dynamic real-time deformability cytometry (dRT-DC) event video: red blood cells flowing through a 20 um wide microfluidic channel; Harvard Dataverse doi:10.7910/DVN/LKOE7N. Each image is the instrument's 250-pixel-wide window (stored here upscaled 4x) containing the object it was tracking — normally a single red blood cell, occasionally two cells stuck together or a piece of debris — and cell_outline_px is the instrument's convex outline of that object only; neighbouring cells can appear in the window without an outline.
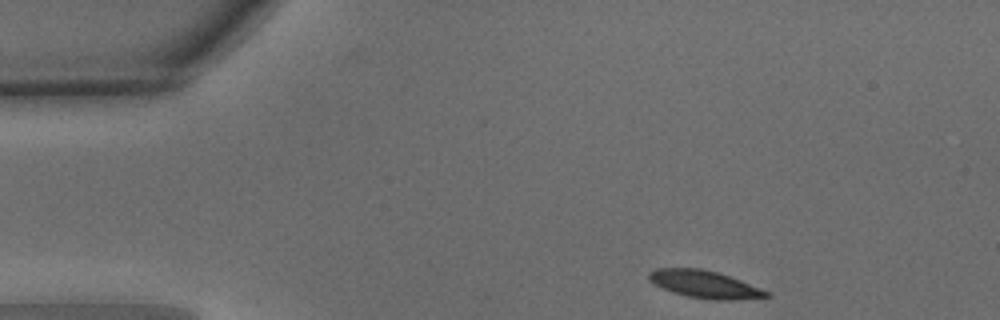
{"species": "common noctule bat (a hibernating species)", "species_latin": "Nyctalus noctula", "temperature_condition": "warm", "stored_images_in_passage": 35, "camera_frame_rate_fps": 3000, "um_per_image_px": 0.085, "animal": {"sex": "male", "body_mass_g": 15.6}, "frame": {"image": 1, "passage_image": 1, "time_ms": 0.0, "image_size_px": [1000, 320], "cell_outline_px": [[772, 296], [728, 300], [712, 300], [688, 296], [672, 292], [648, 280], [648, 272], [656, 268], [700, 268], [716, 272], [740, 280], [760, 288], [768, 292]], "centroid_in_image_um": [59.86, 24.16], "position_along_channel_um": 25.1, "area_um2": 18.5}}
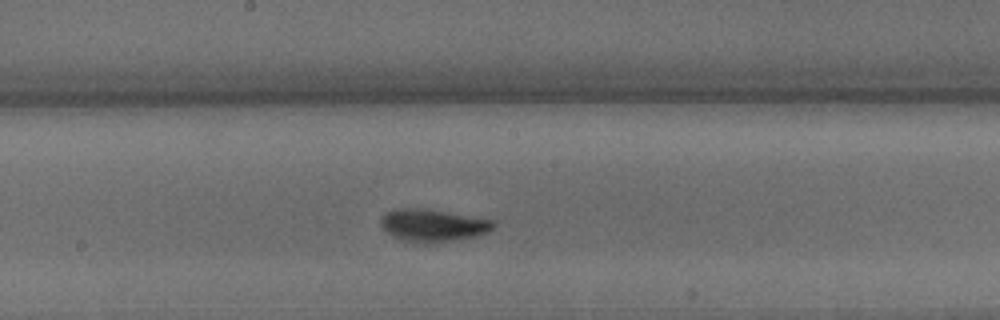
{"frame": {"image": 2, "passage_image": 20, "time_ms": 6.333, "image_size_px": [1000, 320], "cell_outline_px": [[496, 228], [488, 232], [476, 236], [452, 240], [424, 244], [420, 244], [404, 240], [388, 232], [380, 224], [380, 220], [384, 212], [392, 208], [428, 208], [496, 220]], "centroid_in_image_um": [36.83, 19.13], "position_along_channel_um": 211.4, "area_um2": 21.68}}
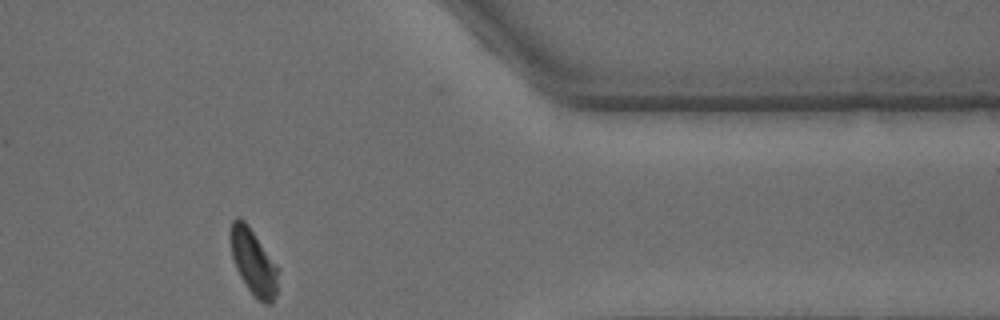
{"frame": {"image": 3, "passage_image": 35, "time_ms": 11.333, "image_size_px": [1000, 320], "cell_outline_px": [[280, 268], [276, 296], [272, 304], [264, 304], [244, 284], [236, 268], [232, 256], [228, 236], [232, 220], [236, 216], [244, 220], [248, 224]], "centroid_in_image_um": [21.55, 22.24], "position_along_channel_um": 389.9, "area_um2": 18.73}, "authors_computed_cell_mechanics": {"area_um2": 19.3052, "velocity_mm_per_s": 4.0065, "shape_relaxation_time_tau1_ms": 2.5088, "shape_relaxation_time_tau2_ms": 1.5729, "deformation_change_tau1": 0.1297, "deformation_change_tau2": 0.0648}}